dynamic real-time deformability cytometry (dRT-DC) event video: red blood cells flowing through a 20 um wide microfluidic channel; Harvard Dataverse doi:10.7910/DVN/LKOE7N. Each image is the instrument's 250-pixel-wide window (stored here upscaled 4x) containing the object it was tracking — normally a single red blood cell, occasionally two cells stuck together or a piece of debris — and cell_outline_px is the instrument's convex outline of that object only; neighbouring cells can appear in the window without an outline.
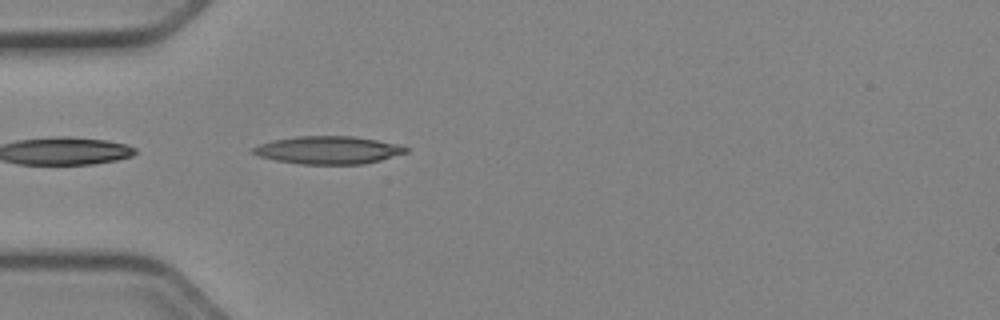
{"species": "Egyptian fruit bat (a non-hibernating species)", "species_latin": "Rousettus aegyptiacus", "temperature_condition": "cold", "stored_images_in_passage": 8, "camera_frame_rate_fps": 3000, "um_per_image_px": 0.085, "animal": {"sex": "female"}, "frame": {"image": 1, "passage_image": 1, "time_ms": 0.0, "image_size_px": [1000, 320], "cell_outline_px": [[408, 152], [380, 160], [364, 164], [300, 164], [276, 160], [260, 156], [252, 152], [252, 148], [260, 144], [272, 140], [296, 136], [352, 136], [376, 140], [396, 144], [408, 148]], "centroid_in_image_um": [27.89, 12.75], "position_along_channel_um": 57.1, "area_um2": 24.57}}
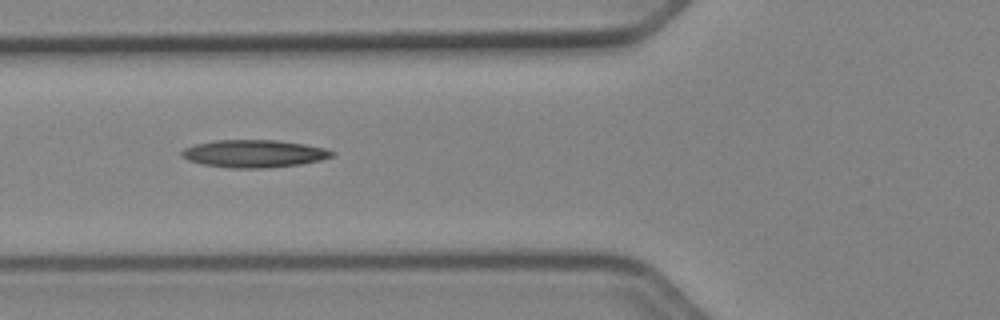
{"frame": {"image": 2, "passage_image": 5, "time_ms": 1.333, "image_size_px": [1000, 320], "cell_outline_px": [[336, 152], [332, 156], [320, 160], [300, 164], [264, 168], [232, 168], [204, 164], [188, 160], [180, 156], [180, 152], [184, 148], [196, 144], [216, 140], [276, 140], [304, 144], [324, 148]], "centroid_in_image_um": [21.57, 13.05], "position_along_channel_um": 104.2, "area_um2": 23.99}}